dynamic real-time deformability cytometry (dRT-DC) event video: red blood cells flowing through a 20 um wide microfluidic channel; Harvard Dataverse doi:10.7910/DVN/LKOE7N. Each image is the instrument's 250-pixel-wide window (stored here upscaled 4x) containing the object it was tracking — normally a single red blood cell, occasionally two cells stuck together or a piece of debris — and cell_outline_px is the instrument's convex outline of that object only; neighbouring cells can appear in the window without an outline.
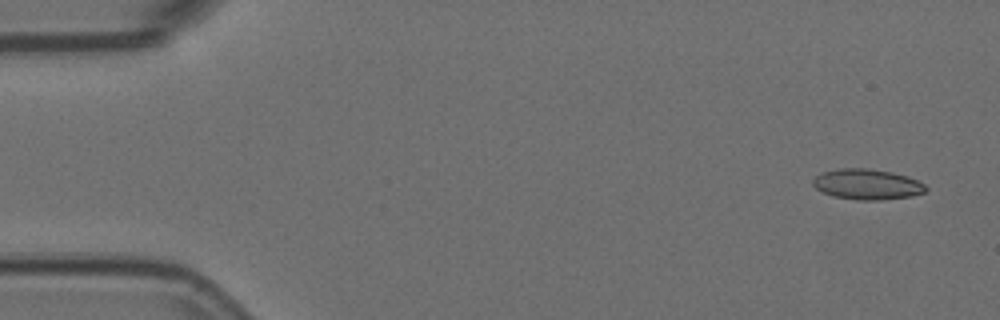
{"species": "Egyptian fruit bat (a non-hibernating species)", "species_latin": "Rousettus aegyptiacus", "temperature_condition": "room temperature", "stored_images_in_passage": 4, "camera_frame_rate_fps": 3000, "um_per_image_px": 0.085, "animal": {"sex": "female"}, "frame": {"image": 1, "passage_image": 1, "time_ms": 0.0, "image_size_px": [1000, 320], "cell_outline_px": [[928, 188], [924, 192], [912, 196], [884, 200], [856, 200], [832, 196], [816, 188], [812, 184], [812, 180], [816, 176], [824, 172], [840, 168], [868, 168], [892, 172], [908, 176], [924, 184]], "centroid_in_image_um": [73.72, 15.67], "position_along_channel_um": 11.3, "area_um2": 20.11}}
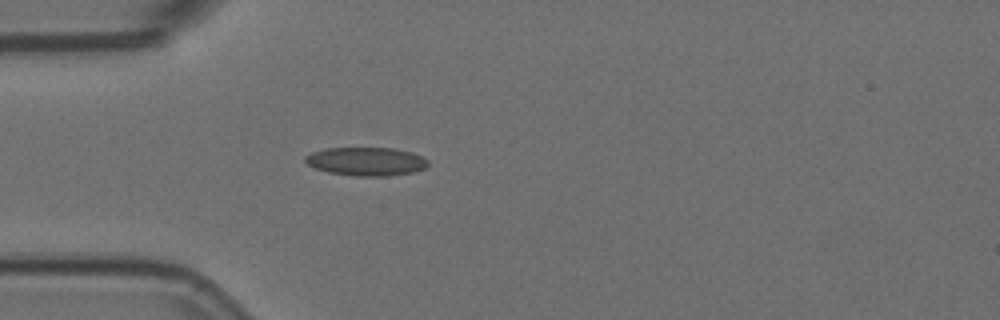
{"frame": {"image": 2, "passage_image": 4, "time_ms": 1.0, "image_size_px": [1000, 320], "cell_outline_px": [[428, 164], [424, 168], [412, 172], [384, 176], [356, 176], [328, 172], [316, 168], [308, 164], [304, 160], [304, 156], [312, 152], [324, 148], [396, 148], [412, 152], [428, 160]], "centroid_in_image_um": [31.11, 13.71], "position_along_channel_um": 53.9, "area_um2": 20.29}}